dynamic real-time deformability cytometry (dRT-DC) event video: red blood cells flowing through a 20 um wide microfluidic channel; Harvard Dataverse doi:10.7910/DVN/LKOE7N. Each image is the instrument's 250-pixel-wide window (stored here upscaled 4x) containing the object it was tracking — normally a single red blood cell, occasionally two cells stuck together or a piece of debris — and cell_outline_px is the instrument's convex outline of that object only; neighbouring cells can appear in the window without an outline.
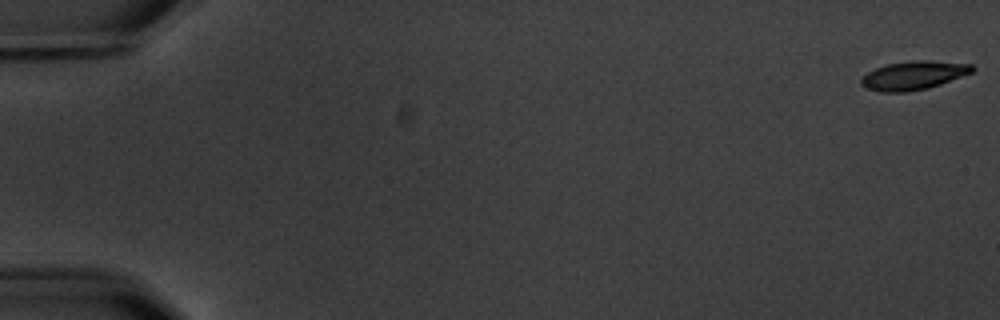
{"species": "common noctule bat (a hibernating species)", "species_latin": "Nyctalus noctula", "temperature_condition": "warm", "stored_images_in_passage": 14, "camera_frame_rate_fps": 3000, "um_per_image_px": 0.085, "animal": {"sex": "male", "body_mass_g": 20.1, "forearm_length_mm": 53.5}, "frame": {"image": 1, "passage_image": 1, "time_ms": 0.0, "image_size_px": [1000, 320], "cell_outline_px": [[976, 68], [972, 72], [940, 84], [928, 88], [904, 92], [880, 92], [864, 88], [860, 84], [860, 80], [868, 72], [876, 68], [888, 64], [912, 60], [928, 60], [972, 64]], "centroid_in_image_um": [77.64, 6.41], "position_along_channel_um": 7.4, "area_um2": 18.5}}
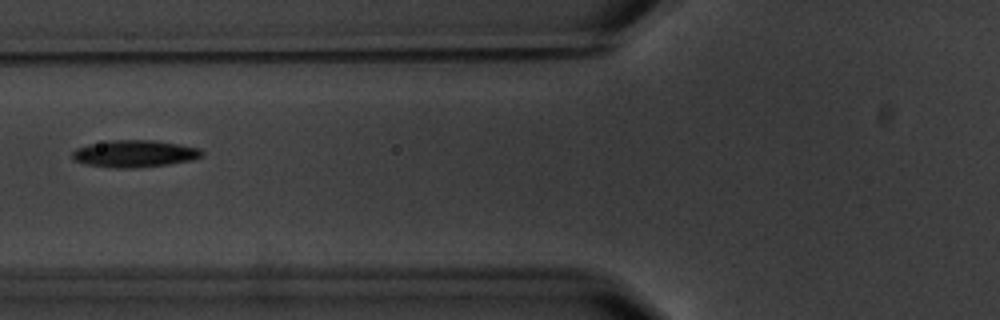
{"frame": {"image": 2, "passage_image": 6, "time_ms": 7.667, "image_size_px": [1000, 320], "cell_outline_px": [[204, 156], [192, 160], [168, 164], [136, 168], [112, 168], [84, 164], [76, 160], [72, 156], [72, 152], [76, 148], [88, 144], [108, 140], [156, 140], [180, 144], [200, 148], [204, 152]], "centroid_in_image_um": [11.46, 13.06], "position_along_channel_um": 114.3, "area_um2": 20.69}}
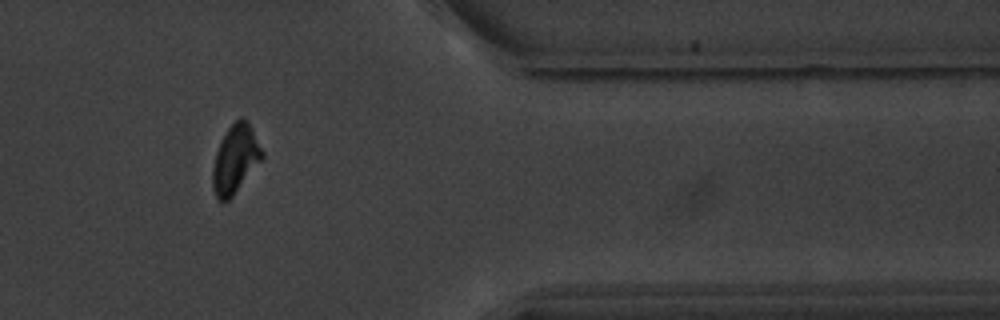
{"frame": {"image": 3, "passage_image": 13, "time_ms": 16.0, "image_size_px": [1000, 320], "cell_outline_px": [[264, 156], [232, 196], [224, 204], [216, 200], [212, 188], [212, 168], [216, 152], [220, 140], [228, 128], [240, 116], [244, 116], [248, 120], [264, 152]], "centroid_in_image_um": [19.98, 13.52], "position_along_channel_um": 391.4, "area_um2": 19.88}, "authors_computed_cell_mechanics": {"area_um2": 19.4786, "velocity_mm_per_s": 3.5378, "shape_relaxation_time_tau1_ms": 3.818, "shape_relaxation_time_tau2_ms": 10.0918, "deformation_change_tau1": 0.1146, "deformation_change_tau2": 0.1619}}